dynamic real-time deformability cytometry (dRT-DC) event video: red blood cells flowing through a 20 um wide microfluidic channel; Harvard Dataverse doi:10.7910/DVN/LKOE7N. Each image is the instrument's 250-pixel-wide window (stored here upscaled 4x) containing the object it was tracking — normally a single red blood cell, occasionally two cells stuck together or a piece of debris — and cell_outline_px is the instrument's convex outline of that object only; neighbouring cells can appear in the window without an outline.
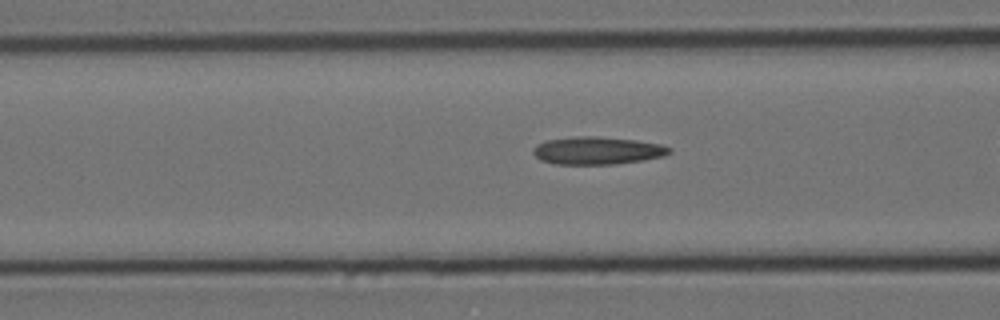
{"species": "Egyptian fruit bat (a non-hibernating species)", "species_latin": "Rousettus aegyptiacus", "temperature_condition": "cold", "stored_images_in_passage": 12, "camera_frame_rate_fps": 3000, "um_per_image_px": 0.085, "animal": {"sex": "female"}, "frame": {"image": 1, "passage_image": 7, "time_ms": 2.0, "image_size_px": [1000, 320], "cell_outline_px": [[672, 152], [664, 156], [644, 160], [616, 164], [556, 164], [540, 160], [532, 152], [532, 148], [536, 144], [544, 140], [576, 136], [596, 136], [636, 140], [660, 144], [672, 148]], "centroid_in_image_um": [50.76, 12.79], "position_along_channel_um": 115.8, "area_um2": 22.2}}